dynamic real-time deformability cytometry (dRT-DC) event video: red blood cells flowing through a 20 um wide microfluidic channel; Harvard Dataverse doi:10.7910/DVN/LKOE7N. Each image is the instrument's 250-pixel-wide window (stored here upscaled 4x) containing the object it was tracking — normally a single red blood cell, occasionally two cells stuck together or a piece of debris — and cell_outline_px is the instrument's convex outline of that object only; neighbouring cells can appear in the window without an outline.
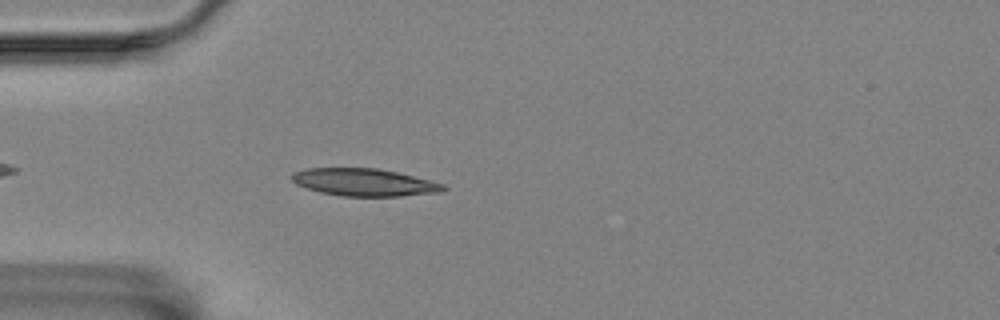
{"species": "Egyptian fruit bat (a non-hibernating species)", "species_latin": "Rousettus aegyptiacus", "temperature_condition": "room temperature", "stored_images_in_passage": 43, "camera_frame_rate_fps": 3000, "um_per_image_px": 0.085, "animal": {"sex": "female"}, "frame": {"image": 1, "passage_image": 5, "time_ms": 1.333, "image_size_px": [1000, 320], "cell_outline_px": [[448, 188], [444, 192], [400, 196], [340, 196], [320, 192], [296, 184], [288, 176], [292, 172], [308, 168], [376, 168], [396, 172], [444, 184]], "centroid_in_image_um": [30.94, 15.5], "position_along_channel_um": 54.1, "area_um2": 24.28}}
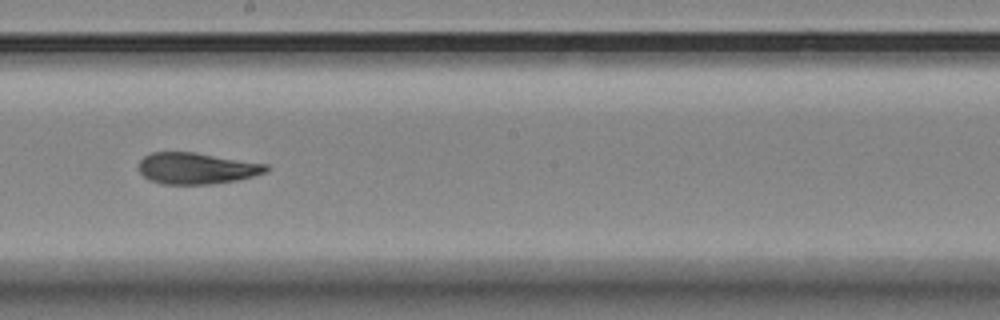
{"frame": {"image": 2, "passage_image": 21, "time_ms": 6.667, "image_size_px": [1000, 320], "cell_outline_px": [[268, 172], [240, 180], [208, 184], [160, 184], [148, 180], [140, 172], [140, 160], [144, 156], [152, 152], [196, 152], [268, 164]], "centroid_in_image_um": [16.74, 14.31], "position_along_channel_um": 231.5, "area_um2": 23.47}}
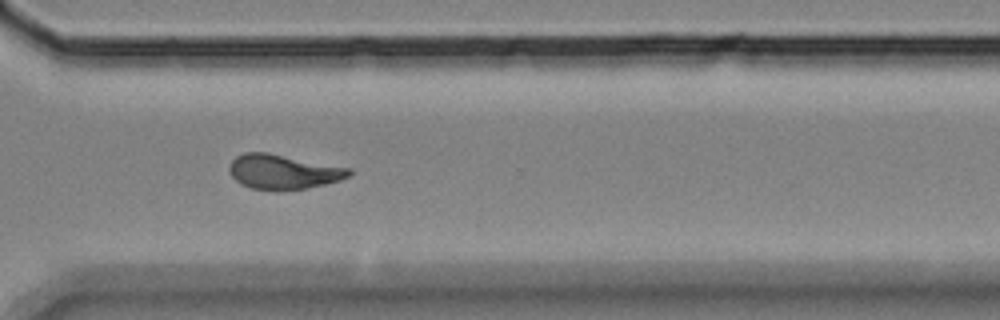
{"frame": {"image": 3, "passage_image": 31, "time_ms": 10.0, "image_size_px": [1000, 320], "cell_outline_px": [[352, 172], [348, 176], [340, 180], [308, 188], [252, 188], [240, 184], [228, 172], [228, 168], [232, 160], [236, 156], [244, 152], [268, 152], [352, 168]], "centroid_in_image_um": [24.07, 14.56], "position_along_channel_um": 346.5, "area_um2": 23.81}, "authors_computed_cell_mechanics": {"area_um2": 23.3512, "velocity_mm_per_s": 3.4573, "shape_relaxation_time_tau1_ms": 11.0483, "shape_relaxation_time_tau2_ms": 2.4897, "deformation_change_tau1": 0.2508, "deformation_change_tau2": 0.0741}}